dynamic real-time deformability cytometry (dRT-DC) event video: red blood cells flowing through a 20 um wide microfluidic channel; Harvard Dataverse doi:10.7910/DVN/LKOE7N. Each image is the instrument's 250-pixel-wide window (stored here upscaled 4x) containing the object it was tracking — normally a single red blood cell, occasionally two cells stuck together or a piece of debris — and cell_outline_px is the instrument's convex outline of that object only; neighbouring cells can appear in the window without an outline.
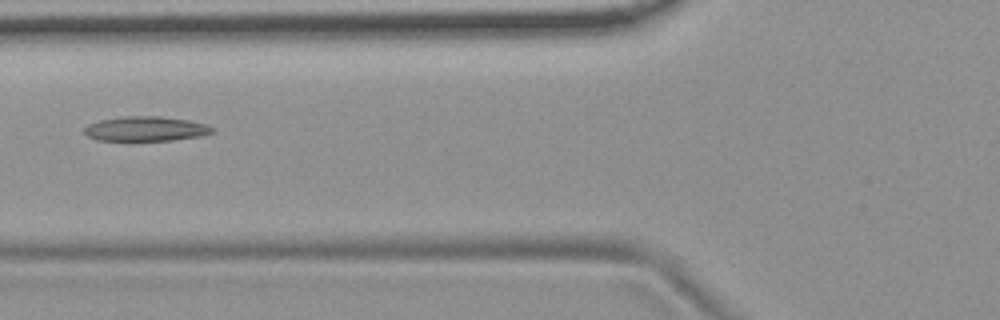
{"species": "common noctule bat (a hibernating species)", "species_latin": "Nyctalus noctula", "temperature_condition": "room temperature", "stored_images_in_passage": 6, "camera_frame_rate_fps": 3000, "um_per_image_px": 0.085, "animal": {"sex": "female", "body_mass_g": 19.9}, "frame": {"image": 1, "passage_image": 6, "time_ms": 1.667, "image_size_px": [1000, 320], "cell_outline_px": [[212, 132], [200, 136], [172, 140], [96, 140], [88, 136], [84, 132], [84, 128], [88, 124], [100, 120], [120, 116], [160, 116], [188, 120], [208, 124], [212, 128]], "centroid_in_image_um": [12.36, 10.94], "position_along_channel_um": 113.4, "area_um2": 18.32}}